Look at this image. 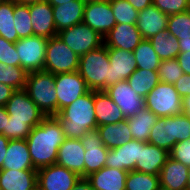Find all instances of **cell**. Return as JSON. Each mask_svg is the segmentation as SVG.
<instances>
[{
  "label": "cell",
  "instance_id": "1",
  "mask_svg": "<svg viewBox=\"0 0 190 190\" xmlns=\"http://www.w3.org/2000/svg\"><path fill=\"white\" fill-rule=\"evenodd\" d=\"M65 138L61 123L55 116L45 117L32 128L26 141L36 170L56 163L58 149Z\"/></svg>",
  "mask_w": 190,
  "mask_h": 190
},
{
  "label": "cell",
  "instance_id": "2",
  "mask_svg": "<svg viewBox=\"0 0 190 190\" xmlns=\"http://www.w3.org/2000/svg\"><path fill=\"white\" fill-rule=\"evenodd\" d=\"M94 102L95 91L89 90L55 116L66 138L80 139L89 130L97 129Z\"/></svg>",
  "mask_w": 190,
  "mask_h": 190
},
{
  "label": "cell",
  "instance_id": "3",
  "mask_svg": "<svg viewBox=\"0 0 190 190\" xmlns=\"http://www.w3.org/2000/svg\"><path fill=\"white\" fill-rule=\"evenodd\" d=\"M78 72L91 91H104L110 86V62L108 48L89 51L79 57Z\"/></svg>",
  "mask_w": 190,
  "mask_h": 190
},
{
  "label": "cell",
  "instance_id": "4",
  "mask_svg": "<svg viewBox=\"0 0 190 190\" xmlns=\"http://www.w3.org/2000/svg\"><path fill=\"white\" fill-rule=\"evenodd\" d=\"M25 90L46 117L57 115L54 74L45 70L28 73Z\"/></svg>",
  "mask_w": 190,
  "mask_h": 190
},
{
  "label": "cell",
  "instance_id": "5",
  "mask_svg": "<svg viewBox=\"0 0 190 190\" xmlns=\"http://www.w3.org/2000/svg\"><path fill=\"white\" fill-rule=\"evenodd\" d=\"M145 107L157 117L183 113V99L174 84L159 82L145 97Z\"/></svg>",
  "mask_w": 190,
  "mask_h": 190
},
{
  "label": "cell",
  "instance_id": "6",
  "mask_svg": "<svg viewBox=\"0 0 190 190\" xmlns=\"http://www.w3.org/2000/svg\"><path fill=\"white\" fill-rule=\"evenodd\" d=\"M79 57L58 36L51 37L46 47L44 70L54 75L76 72L79 68Z\"/></svg>",
  "mask_w": 190,
  "mask_h": 190
},
{
  "label": "cell",
  "instance_id": "7",
  "mask_svg": "<svg viewBox=\"0 0 190 190\" xmlns=\"http://www.w3.org/2000/svg\"><path fill=\"white\" fill-rule=\"evenodd\" d=\"M57 36L79 56L104 45V38L83 22L59 31Z\"/></svg>",
  "mask_w": 190,
  "mask_h": 190
},
{
  "label": "cell",
  "instance_id": "8",
  "mask_svg": "<svg viewBox=\"0 0 190 190\" xmlns=\"http://www.w3.org/2000/svg\"><path fill=\"white\" fill-rule=\"evenodd\" d=\"M49 38L32 35L15 43L20 58V67L27 73L44 70L46 47Z\"/></svg>",
  "mask_w": 190,
  "mask_h": 190
},
{
  "label": "cell",
  "instance_id": "9",
  "mask_svg": "<svg viewBox=\"0 0 190 190\" xmlns=\"http://www.w3.org/2000/svg\"><path fill=\"white\" fill-rule=\"evenodd\" d=\"M4 107L10 121L24 122L32 128L39 125L46 117L25 89L15 90Z\"/></svg>",
  "mask_w": 190,
  "mask_h": 190
},
{
  "label": "cell",
  "instance_id": "10",
  "mask_svg": "<svg viewBox=\"0 0 190 190\" xmlns=\"http://www.w3.org/2000/svg\"><path fill=\"white\" fill-rule=\"evenodd\" d=\"M54 81L57 93V114L89 91L78 71L55 74Z\"/></svg>",
  "mask_w": 190,
  "mask_h": 190
},
{
  "label": "cell",
  "instance_id": "11",
  "mask_svg": "<svg viewBox=\"0 0 190 190\" xmlns=\"http://www.w3.org/2000/svg\"><path fill=\"white\" fill-rule=\"evenodd\" d=\"M81 177L57 163L37 170L38 190H71Z\"/></svg>",
  "mask_w": 190,
  "mask_h": 190
},
{
  "label": "cell",
  "instance_id": "12",
  "mask_svg": "<svg viewBox=\"0 0 190 190\" xmlns=\"http://www.w3.org/2000/svg\"><path fill=\"white\" fill-rule=\"evenodd\" d=\"M82 22L104 38L116 24L110 0L85 3Z\"/></svg>",
  "mask_w": 190,
  "mask_h": 190
},
{
  "label": "cell",
  "instance_id": "13",
  "mask_svg": "<svg viewBox=\"0 0 190 190\" xmlns=\"http://www.w3.org/2000/svg\"><path fill=\"white\" fill-rule=\"evenodd\" d=\"M104 92L121 109L126 119L133 117L145 107V98L139 96L126 80L109 86Z\"/></svg>",
  "mask_w": 190,
  "mask_h": 190
},
{
  "label": "cell",
  "instance_id": "14",
  "mask_svg": "<svg viewBox=\"0 0 190 190\" xmlns=\"http://www.w3.org/2000/svg\"><path fill=\"white\" fill-rule=\"evenodd\" d=\"M80 142L85 149V178L105 166L108 148L104 146L97 129L89 130Z\"/></svg>",
  "mask_w": 190,
  "mask_h": 190
},
{
  "label": "cell",
  "instance_id": "15",
  "mask_svg": "<svg viewBox=\"0 0 190 190\" xmlns=\"http://www.w3.org/2000/svg\"><path fill=\"white\" fill-rule=\"evenodd\" d=\"M85 149L80 139L65 138L58 149L56 163L85 178Z\"/></svg>",
  "mask_w": 190,
  "mask_h": 190
},
{
  "label": "cell",
  "instance_id": "16",
  "mask_svg": "<svg viewBox=\"0 0 190 190\" xmlns=\"http://www.w3.org/2000/svg\"><path fill=\"white\" fill-rule=\"evenodd\" d=\"M143 40L137 25L115 24V26L105 35L104 45L107 48L125 49L133 52Z\"/></svg>",
  "mask_w": 190,
  "mask_h": 190
},
{
  "label": "cell",
  "instance_id": "17",
  "mask_svg": "<svg viewBox=\"0 0 190 190\" xmlns=\"http://www.w3.org/2000/svg\"><path fill=\"white\" fill-rule=\"evenodd\" d=\"M141 141L132 139L120 147L109 149L105 166L125 171L135 170L136 162L139 161Z\"/></svg>",
  "mask_w": 190,
  "mask_h": 190
},
{
  "label": "cell",
  "instance_id": "18",
  "mask_svg": "<svg viewBox=\"0 0 190 190\" xmlns=\"http://www.w3.org/2000/svg\"><path fill=\"white\" fill-rule=\"evenodd\" d=\"M33 35L51 38L57 36L52 6L42 1L29 5Z\"/></svg>",
  "mask_w": 190,
  "mask_h": 190
},
{
  "label": "cell",
  "instance_id": "19",
  "mask_svg": "<svg viewBox=\"0 0 190 190\" xmlns=\"http://www.w3.org/2000/svg\"><path fill=\"white\" fill-rule=\"evenodd\" d=\"M110 62V86L127 80L137 69V63L132 52L125 49L108 48Z\"/></svg>",
  "mask_w": 190,
  "mask_h": 190
},
{
  "label": "cell",
  "instance_id": "20",
  "mask_svg": "<svg viewBox=\"0 0 190 190\" xmlns=\"http://www.w3.org/2000/svg\"><path fill=\"white\" fill-rule=\"evenodd\" d=\"M169 156L167 150L141 141L139 161L136 162L135 171L159 176Z\"/></svg>",
  "mask_w": 190,
  "mask_h": 190
},
{
  "label": "cell",
  "instance_id": "21",
  "mask_svg": "<svg viewBox=\"0 0 190 190\" xmlns=\"http://www.w3.org/2000/svg\"><path fill=\"white\" fill-rule=\"evenodd\" d=\"M168 17L153 4L139 11L136 25L143 39H150L160 31H166Z\"/></svg>",
  "mask_w": 190,
  "mask_h": 190
},
{
  "label": "cell",
  "instance_id": "22",
  "mask_svg": "<svg viewBox=\"0 0 190 190\" xmlns=\"http://www.w3.org/2000/svg\"><path fill=\"white\" fill-rule=\"evenodd\" d=\"M188 167L170 156L159 173L160 187L166 190H186Z\"/></svg>",
  "mask_w": 190,
  "mask_h": 190
},
{
  "label": "cell",
  "instance_id": "23",
  "mask_svg": "<svg viewBox=\"0 0 190 190\" xmlns=\"http://www.w3.org/2000/svg\"><path fill=\"white\" fill-rule=\"evenodd\" d=\"M128 171L104 166L86 179L94 190H125Z\"/></svg>",
  "mask_w": 190,
  "mask_h": 190
},
{
  "label": "cell",
  "instance_id": "24",
  "mask_svg": "<svg viewBox=\"0 0 190 190\" xmlns=\"http://www.w3.org/2000/svg\"><path fill=\"white\" fill-rule=\"evenodd\" d=\"M37 170H0L1 190H35Z\"/></svg>",
  "mask_w": 190,
  "mask_h": 190
},
{
  "label": "cell",
  "instance_id": "25",
  "mask_svg": "<svg viewBox=\"0 0 190 190\" xmlns=\"http://www.w3.org/2000/svg\"><path fill=\"white\" fill-rule=\"evenodd\" d=\"M2 169L36 170L32 164L26 139L9 140Z\"/></svg>",
  "mask_w": 190,
  "mask_h": 190
},
{
  "label": "cell",
  "instance_id": "26",
  "mask_svg": "<svg viewBox=\"0 0 190 190\" xmlns=\"http://www.w3.org/2000/svg\"><path fill=\"white\" fill-rule=\"evenodd\" d=\"M84 6L85 2L81 0L52 6L57 32L81 23L83 21Z\"/></svg>",
  "mask_w": 190,
  "mask_h": 190
},
{
  "label": "cell",
  "instance_id": "27",
  "mask_svg": "<svg viewBox=\"0 0 190 190\" xmlns=\"http://www.w3.org/2000/svg\"><path fill=\"white\" fill-rule=\"evenodd\" d=\"M94 106L97 126L115 124L126 119L121 109L104 91H95Z\"/></svg>",
  "mask_w": 190,
  "mask_h": 190
},
{
  "label": "cell",
  "instance_id": "28",
  "mask_svg": "<svg viewBox=\"0 0 190 190\" xmlns=\"http://www.w3.org/2000/svg\"><path fill=\"white\" fill-rule=\"evenodd\" d=\"M103 144L108 149L120 147L132 140V134L127 119L115 124L97 126Z\"/></svg>",
  "mask_w": 190,
  "mask_h": 190
},
{
  "label": "cell",
  "instance_id": "29",
  "mask_svg": "<svg viewBox=\"0 0 190 190\" xmlns=\"http://www.w3.org/2000/svg\"><path fill=\"white\" fill-rule=\"evenodd\" d=\"M173 123L174 116L158 117L150 131L148 143L170 152L177 143L174 139Z\"/></svg>",
  "mask_w": 190,
  "mask_h": 190
},
{
  "label": "cell",
  "instance_id": "30",
  "mask_svg": "<svg viewBox=\"0 0 190 190\" xmlns=\"http://www.w3.org/2000/svg\"><path fill=\"white\" fill-rule=\"evenodd\" d=\"M157 116L146 107L139 110L133 117L127 119L132 139L148 142L150 131L156 123Z\"/></svg>",
  "mask_w": 190,
  "mask_h": 190
},
{
  "label": "cell",
  "instance_id": "31",
  "mask_svg": "<svg viewBox=\"0 0 190 190\" xmlns=\"http://www.w3.org/2000/svg\"><path fill=\"white\" fill-rule=\"evenodd\" d=\"M148 40L161 61L176 58L180 53L179 40L167 31H160Z\"/></svg>",
  "mask_w": 190,
  "mask_h": 190
},
{
  "label": "cell",
  "instance_id": "32",
  "mask_svg": "<svg viewBox=\"0 0 190 190\" xmlns=\"http://www.w3.org/2000/svg\"><path fill=\"white\" fill-rule=\"evenodd\" d=\"M126 81L139 96L145 98L160 79L158 71L136 69Z\"/></svg>",
  "mask_w": 190,
  "mask_h": 190
},
{
  "label": "cell",
  "instance_id": "33",
  "mask_svg": "<svg viewBox=\"0 0 190 190\" xmlns=\"http://www.w3.org/2000/svg\"><path fill=\"white\" fill-rule=\"evenodd\" d=\"M0 36L12 43L19 40L14 23V0L0 2Z\"/></svg>",
  "mask_w": 190,
  "mask_h": 190
},
{
  "label": "cell",
  "instance_id": "34",
  "mask_svg": "<svg viewBox=\"0 0 190 190\" xmlns=\"http://www.w3.org/2000/svg\"><path fill=\"white\" fill-rule=\"evenodd\" d=\"M137 63V69L158 71L161 60L148 39H143L132 52Z\"/></svg>",
  "mask_w": 190,
  "mask_h": 190
},
{
  "label": "cell",
  "instance_id": "35",
  "mask_svg": "<svg viewBox=\"0 0 190 190\" xmlns=\"http://www.w3.org/2000/svg\"><path fill=\"white\" fill-rule=\"evenodd\" d=\"M159 188V176L135 170L127 174L125 190H158Z\"/></svg>",
  "mask_w": 190,
  "mask_h": 190
},
{
  "label": "cell",
  "instance_id": "36",
  "mask_svg": "<svg viewBox=\"0 0 190 190\" xmlns=\"http://www.w3.org/2000/svg\"><path fill=\"white\" fill-rule=\"evenodd\" d=\"M166 31L179 41L190 40V11L170 15Z\"/></svg>",
  "mask_w": 190,
  "mask_h": 190
},
{
  "label": "cell",
  "instance_id": "37",
  "mask_svg": "<svg viewBox=\"0 0 190 190\" xmlns=\"http://www.w3.org/2000/svg\"><path fill=\"white\" fill-rule=\"evenodd\" d=\"M27 72L20 66L6 65L0 62V83L14 90L25 89Z\"/></svg>",
  "mask_w": 190,
  "mask_h": 190
},
{
  "label": "cell",
  "instance_id": "38",
  "mask_svg": "<svg viewBox=\"0 0 190 190\" xmlns=\"http://www.w3.org/2000/svg\"><path fill=\"white\" fill-rule=\"evenodd\" d=\"M14 23L19 39L33 35L29 5H21L14 1Z\"/></svg>",
  "mask_w": 190,
  "mask_h": 190
},
{
  "label": "cell",
  "instance_id": "39",
  "mask_svg": "<svg viewBox=\"0 0 190 190\" xmlns=\"http://www.w3.org/2000/svg\"><path fill=\"white\" fill-rule=\"evenodd\" d=\"M116 24H137L138 11L127 0H110Z\"/></svg>",
  "mask_w": 190,
  "mask_h": 190
},
{
  "label": "cell",
  "instance_id": "40",
  "mask_svg": "<svg viewBox=\"0 0 190 190\" xmlns=\"http://www.w3.org/2000/svg\"><path fill=\"white\" fill-rule=\"evenodd\" d=\"M184 74L176 58L163 60L158 68L160 82L175 84Z\"/></svg>",
  "mask_w": 190,
  "mask_h": 190
},
{
  "label": "cell",
  "instance_id": "41",
  "mask_svg": "<svg viewBox=\"0 0 190 190\" xmlns=\"http://www.w3.org/2000/svg\"><path fill=\"white\" fill-rule=\"evenodd\" d=\"M32 127L29 124L18 121H7L6 131H3L2 135L9 140H23L28 137Z\"/></svg>",
  "mask_w": 190,
  "mask_h": 190
},
{
  "label": "cell",
  "instance_id": "42",
  "mask_svg": "<svg viewBox=\"0 0 190 190\" xmlns=\"http://www.w3.org/2000/svg\"><path fill=\"white\" fill-rule=\"evenodd\" d=\"M190 0H153V5L167 16L188 11Z\"/></svg>",
  "mask_w": 190,
  "mask_h": 190
},
{
  "label": "cell",
  "instance_id": "43",
  "mask_svg": "<svg viewBox=\"0 0 190 190\" xmlns=\"http://www.w3.org/2000/svg\"><path fill=\"white\" fill-rule=\"evenodd\" d=\"M0 62L6 65L20 66L19 54L15 43L7 41L0 36Z\"/></svg>",
  "mask_w": 190,
  "mask_h": 190
},
{
  "label": "cell",
  "instance_id": "44",
  "mask_svg": "<svg viewBox=\"0 0 190 190\" xmlns=\"http://www.w3.org/2000/svg\"><path fill=\"white\" fill-rule=\"evenodd\" d=\"M174 139L178 142L190 139V119L189 117L182 113L174 115Z\"/></svg>",
  "mask_w": 190,
  "mask_h": 190
},
{
  "label": "cell",
  "instance_id": "45",
  "mask_svg": "<svg viewBox=\"0 0 190 190\" xmlns=\"http://www.w3.org/2000/svg\"><path fill=\"white\" fill-rule=\"evenodd\" d=\"M169 155L174 160H177L190 167V139L184 140L182 142L176 143L172 150L169 152Z\"/></svg>",
  "mask_w": 190,
  "mask_h": 190
},
{
  "label": "cell",
  "instance_id": "46",
  "mask_svg": "<svg viewBox=\"0 0 190 190\" xmlns=\"http://www.w3.org/2000/svg\"><path fill=\"white\" fill-rule=\"evenodd\" d=\"M176 91L182 99L190 95V75L183 74L174 84Z\"/></svg>",
  "mask_w": 190,
  "mask_h": 190
},
{
  "label": "cell",
  "instance_id": "47",
  "mask_svg": "<svg viewBox=\"0 0 190 190\" xmlns=\"http://www.w3.org/2000/svg\"><path fill=\"white\" fill-rule=\"evenodd\" d=\"M182 71L190 75V51L180 52L176 57Z\"/></svg>",
  "mask_w": 190,
  "mask_h": 190
},
{
  "label": "cell",
  "instance_id": "48",
  "mask_svg": "<svg viewBox=\"0 0 190 190\" xmlns=\"http://www.w3.org/2000/svg\"><path fill=\"white\" fill-rule=\"evenodd\" d=\"M15 90L3 83H0V106H5Z\"/></svg>",
  "mask_w": 190,
  "mask_h": 190
},
{
  "label": "cell",
  "instance_id": "49",
  "mask_svg": "<svg viewBox=\"0 0 190 190\" xmlns=\"http://www.w3.org/2000/svg\"><path fill=\"white\" fill-rule=\"evenodd\" d=\"M8 143L9 139L0 134V170L3 167V161L6 157Z\"/></svg>",
  "mask_w": 190,
  "mask_h": 190
},
{
  "label": "cell",
  "instance_id": "50",
  "mask_svg": "<svg viewBox=\"0 0 190 190\" xmlns=\"http://www.w3.org/2000/svg\"><path fill=\"white\" fill-rule=\"evenodd\" d=\"M138 12L152 5L153 0H127Z\"/></svg>",
  "mask_w": 190,
  "mask_h": 190
},
{
  "label": "cell",
  "instance_id": "51",
  "mask_svg": "<svg viewBox=\"0 0 190 190\" xmlns=\"http://www.w3.org/2000/svg\"><path fill=\"white\" fill-rule=\"evenodd\" d=\"M7 121H9V114L6 112L4 106H0V134L6 131Z\"/></svg>",
  "mask_w": 190,
  "mask_h": 190
},
{
  "label": "cell",
  "instance_id": "52",
  "mask_svg": "<svg viewBox=\"0 0 190 190\" xmlns=\"http://www.w3.org/2000/svg\"><path fill=\"white\" fill-rule=\"evenodd\" d=\"M71 190H94L86 178H80Z\"/></svg>",
  "mask_w": 190,
  "mask_h": 190
},
{
  "label": "cell",
  "instance_id": "53",
  "mask_svg": "<svg viewBox=\"0 0 190 190\" xmlns=\"http://www.w3.org/2000/svg\"><path fill=\"white\" fill-rule=\"evenodd\" d=\"M183 113L190 119V95L183 99Z\"/></svg>",
  "mask_w": 190,
  "mask_h": 190
},
{
  "label": "cell",
  "instance_id": "54",
  "mask_svg": "<svg viewBox=\"0 0 190 190\" xmlns=\"http://www.w3.org/2000/svg\"><path fill=\"white\" fill-rule=\"evenodd\" d=\"M180 45V52L190 51V40L187 41H178Z\"/></svg>",
  "mask_w": 190,
  "mask_h": 190
},
{
  "label": "cell",
  "instance_id": "55",
  "mask_svg": "<svg viewBox=\"0 0 190 190\" xmlns=\"http://www.w3.org/2000/svg\"><path fill=\"white\" fill-rule=\"evenodd\" d=\"M51 6H59L75 0H47Z\"/></svg>",
  "mask_w": 190,
  "mask_h": 190
},
{
  "label": "cell",
  "instance_id": "56",
  "mask_svg": "<svg viewBox=\"0 0 190 190\" xmlns=\"http://www.w3.org/2000/svg\"><path fill=\"white\" fill-rule=\"evenodd\" d=\"M14 1L21 5H30V4H34V3L42 2L46 0H14Z\"/></svg>",
  "mask_w": 190,
  "mask_h": 190
},
{
  "label": "cell",
  "instance_id": "57",
  "mask_svg": "<svg viewBox=\"0 0 190 190\" xmlns=\"http://www.w3.org/2000/svg\"><path fill=\"white\" fill-rule=\"evenodd\" d=\"M186 190H190V167L188 168V180H187Z\"/></svg>",
  "mask_w": 190,
  "mask_h": 190
},
{
  "label": "cell",
  "instance_id": "58",
  "mask_svg": "<svg viewBox=\"0 0 190 190\" xmlns=\"http://www.w3.org/2000/svg\"><path fill=\"white\" fill-rule=\"evenodd\" d=\"M81 1L87 3V2L100 1V0H81Z\"/></svg>",
  "mask_w": 190,
  "mask_h": 190
}]
</instances>
